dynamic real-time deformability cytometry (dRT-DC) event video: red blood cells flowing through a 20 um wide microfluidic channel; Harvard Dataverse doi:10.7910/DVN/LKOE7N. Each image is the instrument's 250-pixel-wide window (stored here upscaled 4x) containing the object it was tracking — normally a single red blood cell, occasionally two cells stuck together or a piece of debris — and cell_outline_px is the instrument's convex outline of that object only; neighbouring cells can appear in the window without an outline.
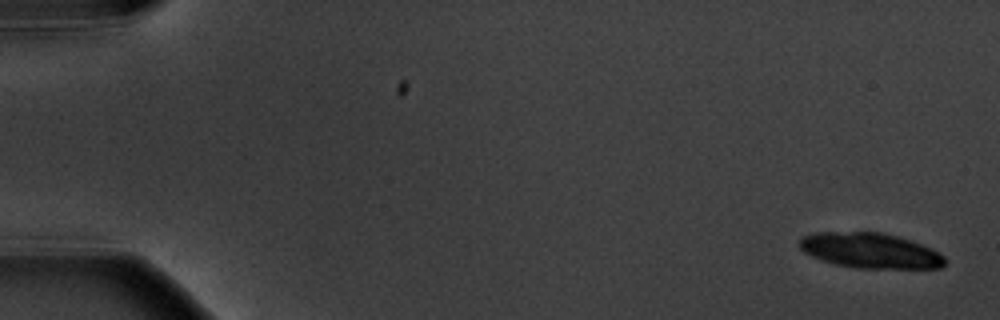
{"species": "common noctule bat (a hibernating species)", "species_latin": "Nyctalus noctula", "temperature_condition": "warm", "stored_images_in_passage": 6, "segment_of_instrument_passage": [1, 2], "camera_frame_rate_fps": 3000, "um_per_image_px": 0.085, "animal": {"sex": "male", "body_mass_g": 20.1, "forearm_length_mm": 53.5}, "frame": {"image": 1, "passage_image": 1, "time_ms": 0.0, "image_size_px": [1000, 320], "cell_outline_px": [[944, 264], [940, 268], [856, 268], [836, 264], [820, 260], [804, 252], [800, 248], [800, 240], [804, 236], [812, 232], [884, 232], [900, 236], [932, 248], [944, 256]], "centroid_in_image_um": [73.97, 21.29], "position_along_channel_um": 11.0, "area_um2": 29.94}}